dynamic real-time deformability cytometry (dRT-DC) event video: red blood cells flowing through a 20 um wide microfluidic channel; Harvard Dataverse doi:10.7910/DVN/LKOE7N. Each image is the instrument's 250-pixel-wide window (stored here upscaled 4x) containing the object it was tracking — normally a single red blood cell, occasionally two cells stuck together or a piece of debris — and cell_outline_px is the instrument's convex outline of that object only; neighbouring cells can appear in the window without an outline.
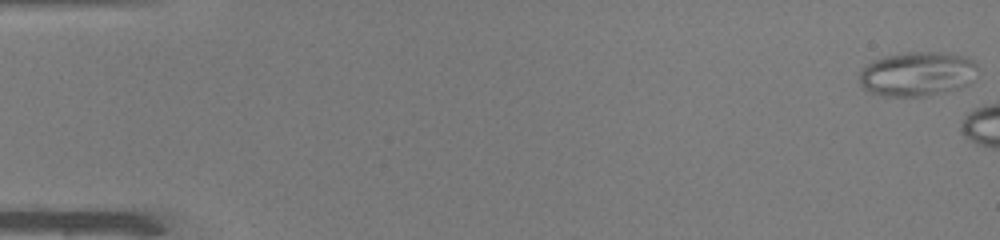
{"species": "common noctule bat (a hibernating species)", "species_latin": "Nyctalus noctula", "temperature_condition": "warm", "stored_images_in_passage": 5, "camera_frame_rate_fps": 3000, "um_per_image_px": 0.085, "animal": {"sex": "male", "body_mass_g": 19.0, "forearm_length_mm": 50.8}, "frame": {"image": 1, "passage_image": 1, "time_ms": 0.0, "image_size_px": [1000, 240], "cell_outline_px": [[976, 68], [972, 84], [960, 88], [944, 92], [924, 96], [884, 96], [872, 92], [864, 88], [860, 84], [860, 68], [884, 56], [908, 52], [940, 52], [964, 56], [972, 60], [976, 64]], "centroid_in_image_um": [77.98, 6.29], "position_along_channel_um": 7.0, "area_um2": 30.58}}